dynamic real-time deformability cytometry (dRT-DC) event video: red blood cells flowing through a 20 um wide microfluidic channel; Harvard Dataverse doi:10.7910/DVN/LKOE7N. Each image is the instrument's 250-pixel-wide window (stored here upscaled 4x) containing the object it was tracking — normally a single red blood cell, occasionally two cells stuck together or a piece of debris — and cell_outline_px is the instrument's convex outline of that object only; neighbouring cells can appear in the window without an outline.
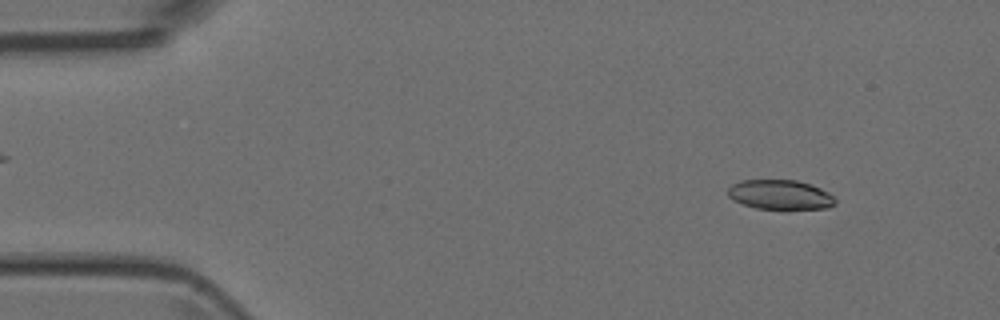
{"species": "Egyptian fruit bat (a non-hibernating species)", "species_latin": "Rousettus aegyptiacus", "temperature_condition": "room temperature", "stored_images_in_passage": 50, "camera_frame_rate_fps": 3000, "um_per_image_px": 0.085, "animal": {"sex": "female"}, "frame": {"image": 1, "passage_image": 5, "time_ms": 1.333, "image_size_px": [1000, 320], "cell_outline_px": [[836, 204], [828, 208], [756, 208], [732, 200], [728, 196], [728, 188], [732, 184], [740, 180], [796, 180], [812, 184], [828, 192], [836, 200]], "centroid_in_image_um": [66.3, 16.53], "position_along_channel_um": 18.7, "area_um2": 18.38}}
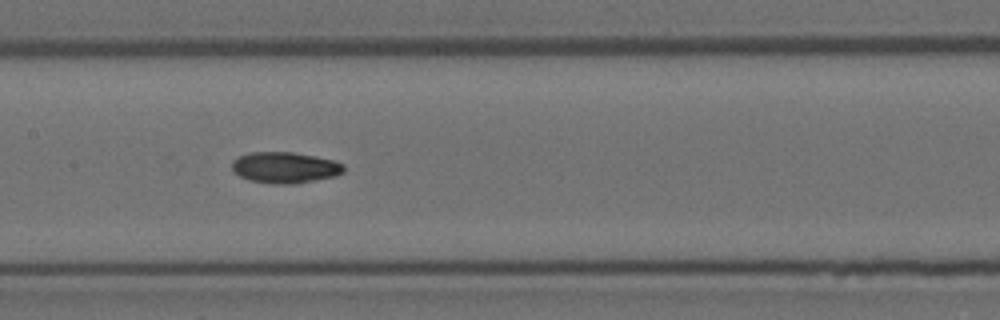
{"frame": {"image": 2, "passage_image": 24, "time_ms": 7.667, "image_size_px": [1000, 320], "cell_outline_px": [[344, 172], [336, 176], [296, 184], [272, 184], [248, 180], [240, 176], [232, 168], [232, 160], [236, 156], [248, 152], [292, 152], [332, 160], [344, 164]], "centroid_in_image_um": [24.19, 14.25], "position_along_channel_um": 183.2, "area_um2": 20.4}}
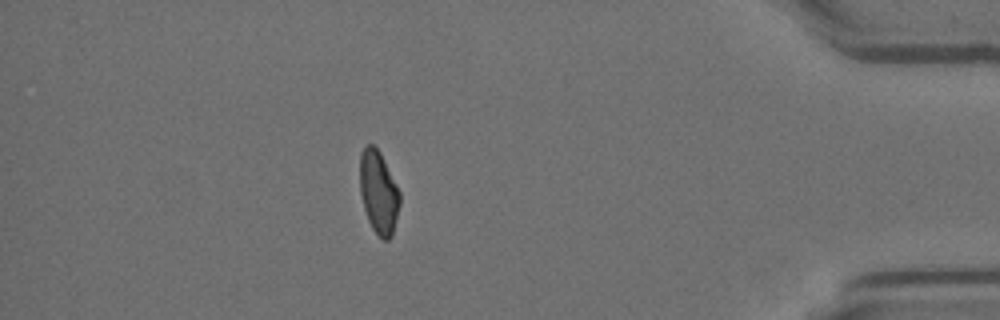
{"frame": {"image": 3, "passage_image": 44, "time_ms": 14.333, "image_size_px": [1000, 320], "cell_outline_px": [[400, 204], [392, 236], [388, 240], [384, 240], [372, 228], [368, 220], [364, 208], [360, 192], [360, 152], [364, 144], [372, 144], [380, 152], [400, 192]], "centroid_in_image_um": [32.17, 16.32], "position_along_channel_um": 403.0, "area_um2": 19.25}}